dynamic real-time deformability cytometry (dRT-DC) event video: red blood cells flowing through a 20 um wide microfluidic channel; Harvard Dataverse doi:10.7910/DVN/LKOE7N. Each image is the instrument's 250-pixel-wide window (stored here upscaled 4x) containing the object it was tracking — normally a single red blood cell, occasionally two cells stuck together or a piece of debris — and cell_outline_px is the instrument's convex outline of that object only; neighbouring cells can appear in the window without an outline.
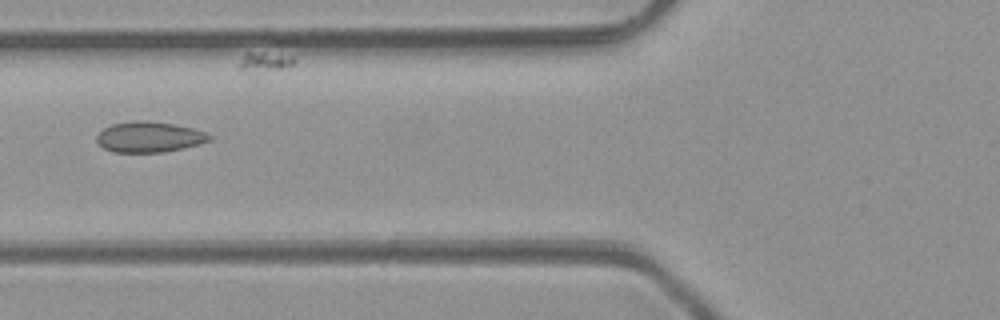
{"species": "common noctule bat (a hibernating species)", "species_latin": "Nyctalus noctula", "temperature_condition": "room temperature", "stored_images_in_passage": 3, "camera_frame_rate_fps": 3000, "um_per_image_px": 0.085, "animal": {"sex": "male", "body_mass_g": 23.1, "forearm_length_mm": 52.7}, "frame": {"image": 1, "passage_image": 2, "time_ms": 1.333, "image_size_px": [1000, 320], "cell_outline_px": [[212, 140], [200, 144], [164, 152], [112, 152], [104, 148], [96, 140], [96, 136], [104, 128], [112, 124], [132, 120], [148, 120], [172, 124], [192, 128], [204, 132], [212, 136]], "centroid_in_image_um": [12.68, 11.64], "position_along_channel_um": 113.1, "area_um2": 20.11}}
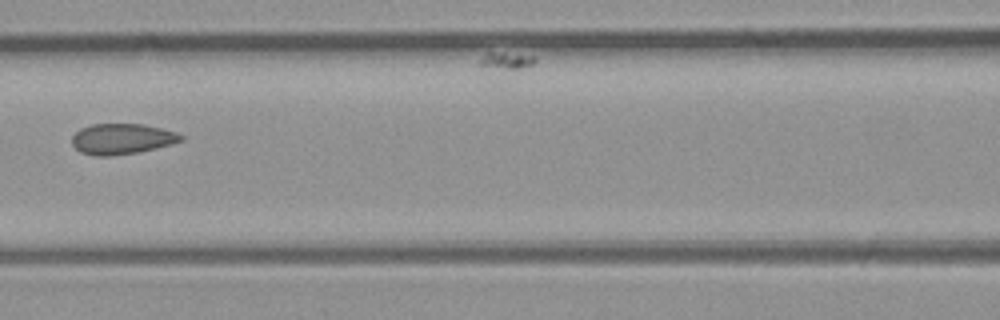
{"frame": {"image": 2, "passage_image": 3, "time_ms": 2.333, "image_size_px": [1000, 320], "cell_outline_px": [[184, 140], [156, 148], [140, 152], [112, 156], [96, 156], [80, 152], [72, 144], [72, 136], [80, 128], [92, 124], [144, 124], [176, 132], [184, 136]], "centroid_in_image_um": [10.36, 11.81], "position_along_channel_um": 156.2, "area_um2": 19.54}}